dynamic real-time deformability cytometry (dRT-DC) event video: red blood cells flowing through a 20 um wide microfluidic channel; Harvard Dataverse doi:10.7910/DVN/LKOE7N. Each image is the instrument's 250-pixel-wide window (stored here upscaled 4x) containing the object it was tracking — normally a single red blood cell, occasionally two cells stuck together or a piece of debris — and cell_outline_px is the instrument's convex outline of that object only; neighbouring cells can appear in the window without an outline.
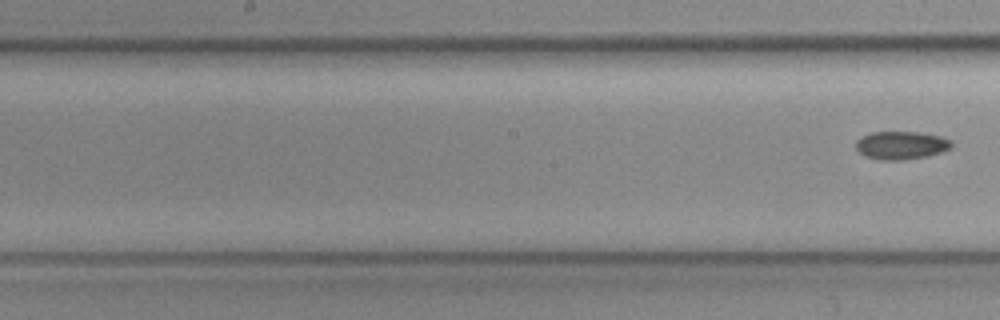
{"species": "common noctule bat (a hibernating species)", "species_latin": "Nyctalus noctula", "temperature_condition": "cold", "stored_images_in_passage": 8, "segment_of_instrument_passage": [2, 2], "camera_frame_rate_fps": 3000, "um_per_image_px": 0.085, "animal": {"sex": "female", "body_mass_g": 19.3, "forearm_length_mm": 54.1}, "frame": {"image": 1, "passage_image": 8, "time_ms": 2.333, "image_size_px": [1000, 320], "cell_outline_px": [[952, 148], [928, 156], [904, 160], [880, 160], [864, 156], [856, 148], [856, 140], [860, 136], [872, 132], [920, 132], [940, 136], [952, 140]], "centroid_in_image_um": [76.6, 12.35], "position_along_channel_um": 171.6, "area_um2": 15.84}}